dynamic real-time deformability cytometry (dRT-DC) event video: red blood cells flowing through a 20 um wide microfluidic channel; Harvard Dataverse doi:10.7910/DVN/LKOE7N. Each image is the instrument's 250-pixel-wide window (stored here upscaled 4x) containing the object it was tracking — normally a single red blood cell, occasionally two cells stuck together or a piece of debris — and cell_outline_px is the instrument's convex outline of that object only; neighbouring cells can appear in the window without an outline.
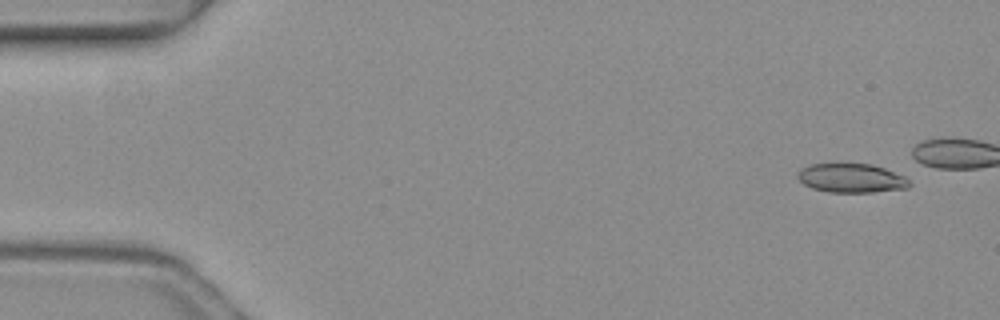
{"species": "common noctule bat (a hibernating species)", "species_latin": "Nyctalus noctula", "temperature_condition": "warm", "stored_images_in_passage": 5, "segment_of_instrument_passage": [2, 2], "camera_frame_rate_fps": 3000, "um_per_image_px": 0.085, "animal": {"sex": "female", "body_mass_g": 19.3, "forearm_length_mm": 54.1}, "frame": {"image": 1, "passage_image": 5, "time_ms": 1.333, "image_size_px": [1000, 320], "cell_outline_px": [[912, 184], [908, 188], [872, 192], [828, 192], [812, 188], [804, 184], [796, 176], [796, 172], [800, 168], [812, 164], [872, 164], [884, 168], [904, 176]], "centroid_in_image_um": [72.35, 15.14], "position_along_channel_um": 12.7, "area_um2": 18.9}}